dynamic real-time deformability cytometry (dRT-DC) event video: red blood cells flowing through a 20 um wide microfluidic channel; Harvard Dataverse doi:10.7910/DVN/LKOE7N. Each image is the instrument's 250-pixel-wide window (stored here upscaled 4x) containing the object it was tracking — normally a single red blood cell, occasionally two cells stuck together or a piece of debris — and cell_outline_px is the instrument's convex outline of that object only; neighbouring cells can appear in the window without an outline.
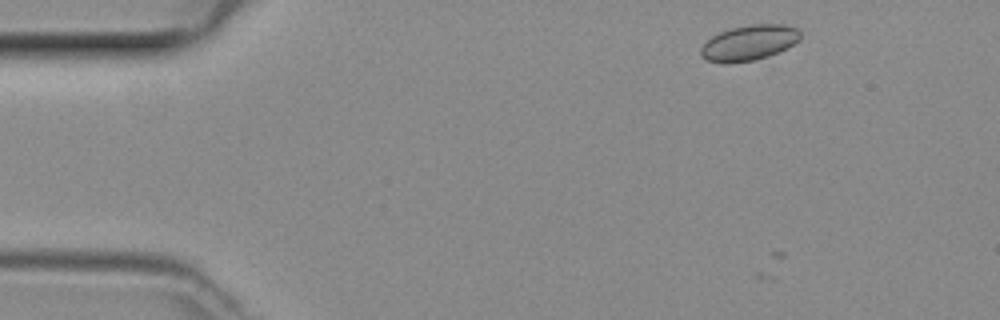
{"species": "common noctule bat (a hibernating species)", "species_latin": "Nyctalus noctula", "temperature_condition": "room temperature", "stored_images_in_passage": 24, "camera_frame_rate_fps": 3000, "um_per_image_px": 0.085, "animal": {"sex": "female", "body_mass_g": 29.2, "forearm_length_mm": 56.3}, "frame": {"image": 1, "passage_image": 3, "time_ms": 0.667, "image_size_px": [1000, 320], "cell_outline_px": [[800, 40], [768, 56], [752, 60], [728, 64], [724, 64], [708, 60], [700, 56], [700, 48], [712, 36], [720, 32], [732, 28], [752, 24], [784, 24], [796, 28], [800, 32]], "centroid_in_image_um": [63.64, 3.64], "position_along_channel_um": 21.4, "area_um2": 20.29}}
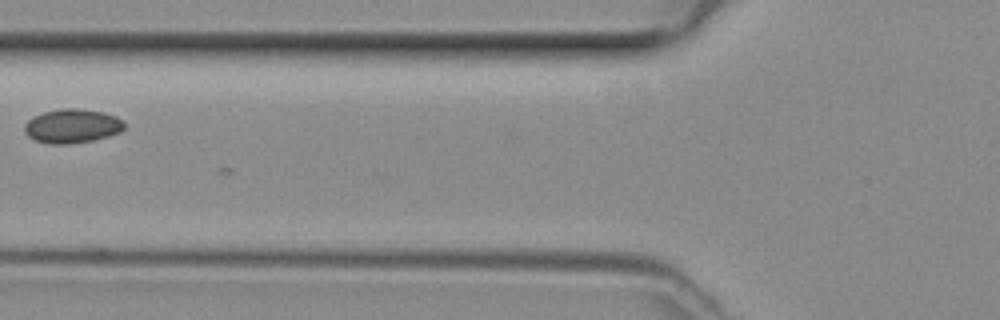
{"frame": {"image": 2, "passage_image": 16, "time_ms": 5.0, "image_size_px": [1000, 320], "cell_outline_px": [[124, 128], [120, 132], [108, 136], [92, 140], [68, 144], [48, 144], [36, 140], [28, 136], [24, 132], [24, 124], [32, 116], [44, 112], [60, 108], [76, 108], [104, 112], [116, 116], [124, 120]], "centroid_in_image_um": [6.12, 10.7], "position_along_channel_um": 119.7, "area_um2": 19.94}}
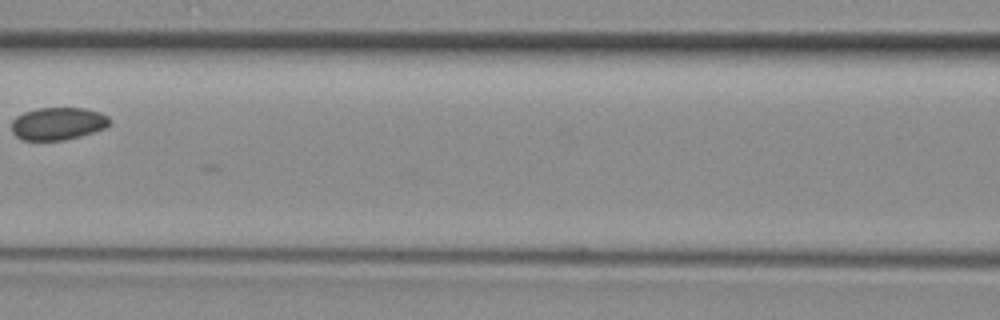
{"frame": {"image": 3, "passage_image": 19, "time_ms": 6.0, "image_size_px": [1000, 320], "cell_outline_px": [[112, 120], [104, 128], [80, 136], [64, 140], [24, 140], [16, 136], [12, 132], [12, 120], [16, 116], [24, 112], [36, 108], [84, 108], [100, 112], [108, 116]], "centroid_in_image_um": [4.91, 10.5], "position_along_channel_um": 161.7, "area_um2": 18.61}}